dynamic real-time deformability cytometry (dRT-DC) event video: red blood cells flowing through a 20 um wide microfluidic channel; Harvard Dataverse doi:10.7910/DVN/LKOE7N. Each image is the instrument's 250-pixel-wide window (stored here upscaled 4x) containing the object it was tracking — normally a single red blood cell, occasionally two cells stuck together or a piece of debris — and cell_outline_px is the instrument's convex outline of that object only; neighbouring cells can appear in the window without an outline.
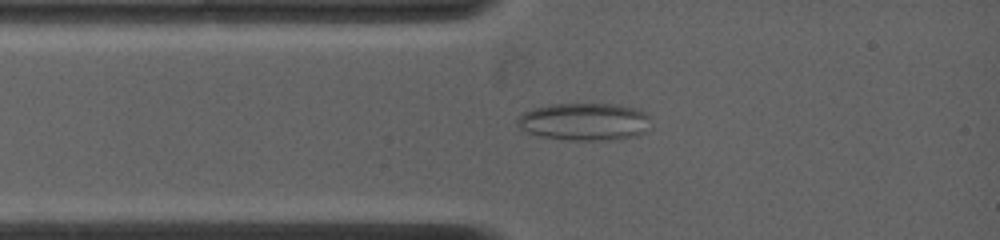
{"species": "common noctule bat (a hibernating species)", "species_latin": "Nyctalus noctula", "temperature_condition": "warm", "stored_images_in_passage": 4, "camera_frame_rate_fps": 4500, "um_per_image_px": 0.085, "animal": {"sex": "female", "body_mass_g": 19.0, "forearm_length_mm": 53.3}, "frame": {"image": 1, "passage_image": 3, "time_ms": 1.556, "image_size_px": [1000, 240], "cell_outline_px": [[652, 116], [648, 128], [640, 136], [608, 140], [568, 140], [536, 136], [524, 132], [516, 124], [516, 120], [524, 112], [532, 108], [548, 104], [620, 104], [640, 108]], "centroid_in_image_um": [49.71, 10.34], "position_along_channel_um": 35.3, "area_um2": 30.0}}